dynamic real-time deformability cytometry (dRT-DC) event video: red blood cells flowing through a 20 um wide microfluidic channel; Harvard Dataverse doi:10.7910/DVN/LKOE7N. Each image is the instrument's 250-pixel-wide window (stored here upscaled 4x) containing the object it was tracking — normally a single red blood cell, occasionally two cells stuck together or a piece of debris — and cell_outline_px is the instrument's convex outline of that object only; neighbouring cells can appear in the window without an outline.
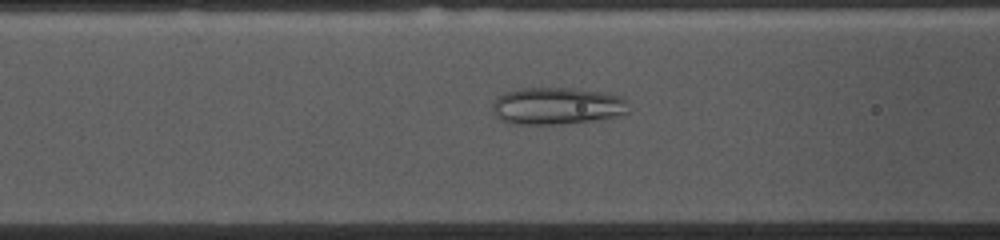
{"species": "common noctule bat (a hibernating species)", "species_latin": "Nyctalus noctula", "temperature_condition": "cold", "stored_images_in_passage": 43, "camera_frame_rate_fps": 3000, "um_per_image_px": 0.085, "animal": {"sex": "female", "body_mass_g": 10.0, "forearm_length_mm": 53.1}, "frame": {"image": 1, "passage_image": 9, "time_ms": 2.667, "image_size_px": [1000, 240], "cell_outline_px": [[628, 112], [624, 116], [592, 120], [556, 124], [512, 124], [500, 120], [492, 112], [492, 104], [504, 92], [520, 88], [576, 88], [624, 96]], "centroid_in_image_um": [47.34, 9.0], "position_along_channel_um": 119.3, "area_um2": 29.59}}
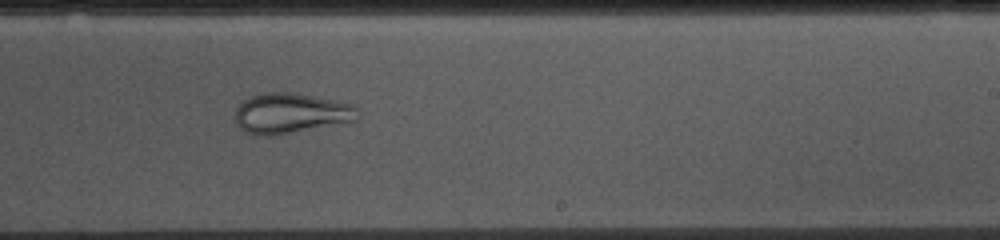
{"frame": {"image": 2, "passage_image": 21, "time_ms": 6.667, "image_size_px": [1000, 240], "cell_outline_px": [[360, 116], [356, 120], [276, 136], [252, 136], [244, 132], [236, 124], [236, 108], [244, 100], [252, 96], [264, 92], [292, 92], [316, 96], [336, 100], [352, 104], [360, 112]], "centroid_in_image_um": [24.71, 9.64], "position_along_channel_um": 264.3, "area_um2": 29.19}}
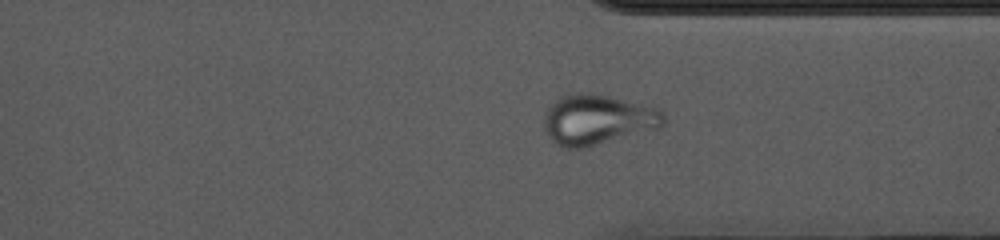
{"frame": {"image": 3, "passage_image": 29, "time_ms": 9.333, "image_size_px": [1000, 240], "cell_outline_px": [[664, 124], [660, 128], [580, 148], [564, 148], [556, 144], [548, 136], [544, 128], [544, 116], [548, 108], [560, 96], [576, 92], [588, 92], [608, 96], [656, 108], [664, 112]], "centroid_in_image_um": [50.76, 10.16], "position_along_channel_um": 360.6, "area_um2": 34.62}}